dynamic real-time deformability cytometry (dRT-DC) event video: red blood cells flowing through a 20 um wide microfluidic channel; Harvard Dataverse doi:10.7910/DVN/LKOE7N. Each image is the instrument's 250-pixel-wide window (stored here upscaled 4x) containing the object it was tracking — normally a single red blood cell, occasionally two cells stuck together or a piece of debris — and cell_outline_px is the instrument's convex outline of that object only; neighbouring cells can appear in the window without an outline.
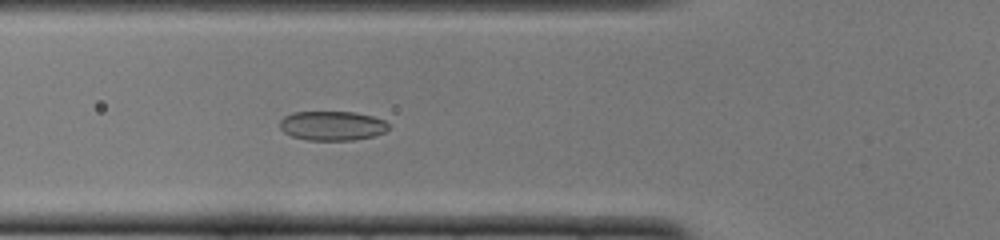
{"species": "common noctule bat (a hibernating species)", "species_latin": "Nyctalus noctula", "temperature_condition": "cold", "stored_images_in_passage": 49, "camera_frame_rate_fps": 3000, "um_per_image_px": 0.085, "animal": {"sex": "female", "body_mass_g": 22.0, "forearm_length_mm": 56.7}, "frame": {"image": 1, "passage_image": 17, "time_ms": 5.333, "image_size_px": [1000, 240], "cell_outline_px": [[388, 128], [384, 132], [376, 136], [352, 140], [308, 140], [292, 136], [284, 132], [280, 128], [280, 120], [284, 116], [292, 112], [356, 112], [372, 116], [384, 120], [388, 124]], "centroid_in_image_um": [28.23, 10.68], "position_along_channel_um": 97.6, "area_um2": 18.67}}
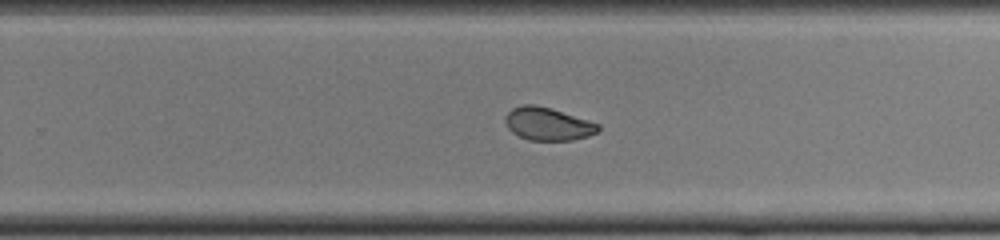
{"frame": {"image": 2, "passage_image": 31, "time_ms": 10.0, "image_size_px": [1000, 240], "cell_outline_px": [[600, 132], [588, 136], [572, 140], [528, 140], [512, 132], [508, 128], [504, 120], [504, 116], [512, 108], [524, 104], [536, 104], [552, 108], [600, 124]], "centroid_in_image_um": [46.57, 10.52], "position_along_channel_um": 283.2, "area_um2": 17.98}}
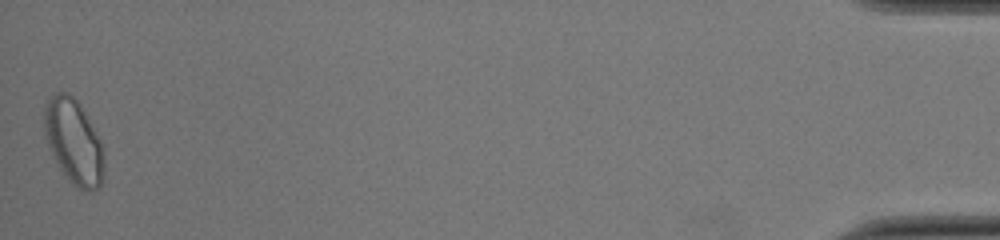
{"frame": {"image": 3, "passage_image": 49, "time_ms": 16.0, "image_size_px": [1000, 240], "cell_outline_px": [[104, 180], [100, 188], [92, 192], [88, 192], [72, 184], [60, 168], [48, 144], [44, 132], [44, 104], [48, 96], [56, 92], [68, 92], [80, 104], [100, 140], [104, 148]], "centroid_in_image_um": [6.28, 12.04], "position_along_channel_um": 428.9, "area_um2": 29.77}, "authors_computed_cell_mechanics": {"area_um2": 19.3052, "velocity_mm_per_s": 3.9903, "shape_relaxation_time_tau1_ms": 4.9329, "shape_relaxation_time_tau2_ms": 2.7671, "deformation_change_tau1": 0.1156, "deformation_change_tau2": 0.0672}}